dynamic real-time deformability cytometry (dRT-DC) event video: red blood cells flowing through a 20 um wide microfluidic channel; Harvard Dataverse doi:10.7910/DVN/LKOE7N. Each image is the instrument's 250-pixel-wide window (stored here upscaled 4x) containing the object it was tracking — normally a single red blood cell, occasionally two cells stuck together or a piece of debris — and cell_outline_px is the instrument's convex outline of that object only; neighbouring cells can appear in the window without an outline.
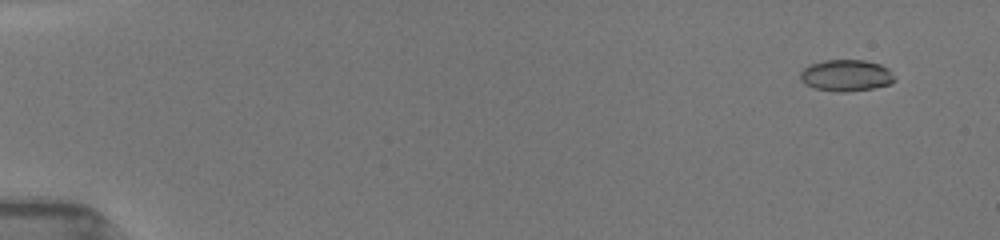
{"species": "common noctule bat (a hibernating species)", "species_latin": "Nyctalus noctula", "temperature_condition": "room temperature", "stored_images_in_passage": 27, "camera_frame_rate_fps": 3000, "um_per_image_px": 0.085, "animal": {"sex": "female", "body_mass_g": 19.5, "forearm_length_mm": 54.1}, "frame": {"image": 1, "passage_image": 6, "time_ms": 1.0, "image_size_px": [1000, 240], "cell_outline_px": [[896, 80], [888, 84], [872, 88], [848, 92], [836, 92], [816, 88], [804, 84], [800, 80], [800, 72], [808, 64], [824, 60], [864, 60], [880, 64], [888, 68], [896, 76]], "centroid_in_image_um": [71.91, 6.41], "position_along_channel_um": 13.1, "area_um2": 17.51}}
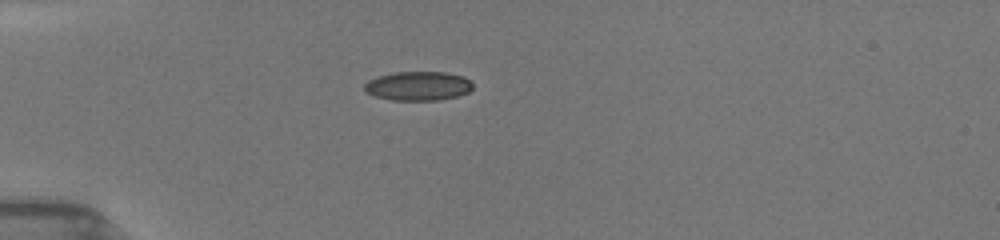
{"frame": {"image": 2, "passage_image": 24, "time_ms": 5.0, "image_size_px": [1000, 240], "cell_outline_px": [[472, 88], [468, 92], [456, 96], [440, 100], [392, 100], [376, 96], [364, 92], [364, 84], [368, 80], [380, 76], [396, 72], [444, 72], [464, 76], [472, 84]], "centroid_in_image_um": [35.53, 7.31], "position_along_channel_um": 49.5, "area_um2": 18.26}}